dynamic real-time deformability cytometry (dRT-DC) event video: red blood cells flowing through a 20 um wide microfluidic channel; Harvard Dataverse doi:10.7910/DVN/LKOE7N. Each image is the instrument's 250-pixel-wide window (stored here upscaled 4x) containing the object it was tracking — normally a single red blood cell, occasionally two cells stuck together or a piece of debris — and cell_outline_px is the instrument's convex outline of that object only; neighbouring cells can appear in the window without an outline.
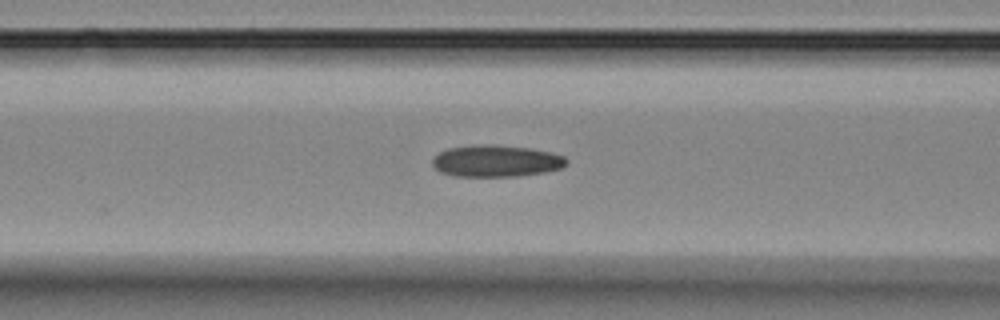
{"species": "Egyptian fruit bat (a non-hibernating species)", "species_latin": "Rousettus aegyptiacus", "temperature_condition": "room temperature", "stored_images_in_passage": 5, "camera_frame_rate_fps": 3000, "um_per_image_px": 0.085, "animal": {"sex": "female"}, "frame": {"image": 1, "passage_image": 5, "time_ms": 5.333, "image_size_px": [1000, 320], "cell_outline_px": [[568, 164], [560, 168], [544, 172], [516, 176], [452, 176], [440, 172], [432, 164], [432, 160], [440, 152], [448, 148], [472, 144], [496, 144], [532, 148], [552, 152], [564, 156], [568, 160]], "centroid_in_image_um": [42.18, 13.66], "position_along_channel_um": 124.4, "area_um2": 25.09}}